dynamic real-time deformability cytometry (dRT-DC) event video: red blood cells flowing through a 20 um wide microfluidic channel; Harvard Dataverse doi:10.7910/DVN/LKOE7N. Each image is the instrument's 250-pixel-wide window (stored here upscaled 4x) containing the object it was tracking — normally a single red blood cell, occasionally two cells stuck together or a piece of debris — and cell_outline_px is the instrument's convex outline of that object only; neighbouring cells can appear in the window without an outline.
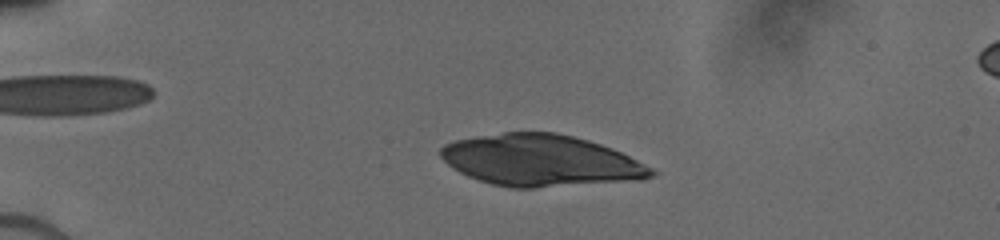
{"species": "human", "species_latin": "Homo sapiens", "temperature_condition": "cold", "stored_images_in_passage": 30, "camera_frame_rate_fps": 3000, "um_per_image_px": 0.085, "donor": {"sex": "male"}, "frame": {"image": 1, "passage_image": 9, "time_ms": 3.0, "image_size_px": [1000, 240], "cell_outline_px": [[656, 172], [652, 176], [644, 180], [536, 188], [512, 188], [492, 184], [468, 176], [452, 168], [440, 156], [440, 148], [444, 144], [452, 140], [476, 136], [504, 132], [556, 132], [588, 140], [612, 148], [652, 168]], "centroid_in_image_um": [45.95, 13.65], "position_along_channel_um": 39.1, "area_um2": 63.46}}